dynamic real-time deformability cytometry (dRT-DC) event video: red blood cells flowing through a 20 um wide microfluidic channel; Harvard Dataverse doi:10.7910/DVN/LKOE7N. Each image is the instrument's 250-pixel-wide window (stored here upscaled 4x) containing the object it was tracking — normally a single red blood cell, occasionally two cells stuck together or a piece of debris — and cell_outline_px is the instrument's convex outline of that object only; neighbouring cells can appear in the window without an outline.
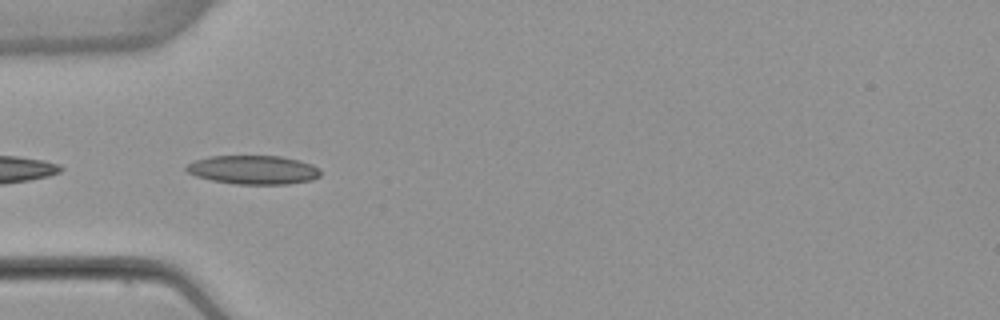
{"species": "common noctule bat (a hibernating species)", "species_latin": "Nyctalus noctula", "temperature_condition": "warm", "stored_images_in_passage": 6, "camera_frame_rate_fps": 3000, "um_per_image_px": 0.085, "animal": {"sex": "female", "body_mass_g": 22.7, "forearm_length_mm": 54.2}, "frame": {"image": 1, "passage_image": 2, "time_ms": 0.333, "image_size_px": [1000, 320], "cell_outline_px": [[320, 176], [312, 180], [288, 184], [236, 184], [212, 180], [196, 176], [188, 172], [184, 168], [184, 164], [208, 156], [280, 156], [300, 160], [312, 164], [320, 168]], "centroid_in_image_um": [21.53, 14.43], "position_along_channel_um": 63.5, "area_um2": 22.72}}